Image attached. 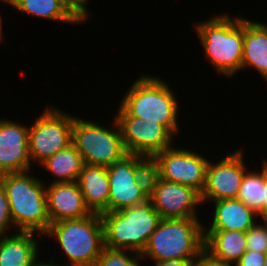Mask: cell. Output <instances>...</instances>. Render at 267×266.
<instances>
[{
	"label": "cell",
	"instance_id": "8fae6325",
	"mask_svg": "<svg viewBox=\"0 0 267 266\" xmlns=\"http://www.w3.org/2000/svg\"><path fill=\"white\" fill-rule=\"evenodd\" d=\"M243 152L241 147L215 164L209 161L206 169L205 187L201 192L202 204L211 200L218 201L237 197L247 171L244 165Z\"/></svg>",
	"mask_w": 267,
	"mask_h": 266
},
{
	"label": "cell",
	"instance_id": "d6a6232c",
	"mask_svg": "<svg viewBox=\"0 0 267 266\" xmlns=\"http://www.w3.org/2000/svg\"><path fill=\"white\" fill-rule=\"evenodd\" d=\"M54 259L51 258L50 262H47V263H42V262H39L38 260L36 261L35 265L34 266H62V265H57V263L55 264L54 262ZM54 263V264H53ZM63 266H71V265H63Z\"/></svg>",
	"mask_w": 267,
	"mask_h": 266
},
{
	"label": "cell",
	"instance_id": "44dd1931",
	"mask_svg": "<svg viewBox=\"0 0 267 266\" xmlns=\"http://www.w3.org/2000/svg\"><path fill=\"white\" fill-rule=\"evenodd\" d=\"M13 9L53 21L82 23L86 21L65 0H9Z\"/></svg>",
	"mask_w": 267,
	"mask_h": 266
},
{
	"label": "cell",
	"instance_id": "1f68e13d",
	"mask_svg": "<svg viewBox=\"0 0 267 266\" xmlns=\"http://www.w3.org/2000/svg\"><path fill=\"white\" fill-rule=\"evenodd\" d=\"M261 220H267V170L264 167V203L262 210L257 214Z\"/></svg>",
	"mask_w": 267,
	"mask_h": 266
},
{
	"label": "cell",
	"instance_id": "5bb4252c",
	"mask_svg": "<svg viewBox=\"0 0 267 266\" xmlns=\"http://www.w3.org/2000/svg\"><path fill=\"white\" fill-rule=\"evenodd\" d=\"M28 136V126L0 119V175L31 169Z\"/></svg>",
	"mask_w": 267,
	"mask_h": 266
},
{
	"label": "cell",
	"instance_id": "7402d4cb",
	"mask_svg": "<svg viewBox=\"0 0 267 266\" xmlns=\"http://www.w3.org/2000/svg\"><path fill=\"white\" fill-rule=\"evenodd\" d=\"M40 165L54 175L55 179L51 183H62L77 181L85 164L72 143L61 151H57Z\"/></svg>",
	"mask_w": 267,
	"mask_h": 266
},
{
	"label": "cell",
	"instance_id": "ba28073f",
	"mask_svg": "<svg viewBox=\"0 0 267 266\" xmlns=\"http://www.w3.org/2000/svg\"><path fill=\"white\" fill-rule=\"evenodd\" d=\"M74 116L56 106L47 108L29 126L28 146L31 162L39 164L72 144Z\"/></svg>",
	"mask_w": 267,
	"mask_h": 266
},
{
	"label": "cell",
	"instance_id": "d6986e66",
	"mask_svg": "<svg viewBox=\"0 0 267 266\" xmlns=\"http://www.w3.org/2000/svg\"><path fill=\"white\" fill-rule=\"evenodd\" d=\"M34 232L17 231L0 237V266H34L38 260V242Z\"/></svg>",
	"mask_w": 267,
	"mask_h": 266
},
{
	"label": "cell",
	"instance_id": "9c48e42d",
	"mask_svg": "<svg viewBox=\"0 0 267 266\" xmlns=\"http://www.w3.org/2000/svg\"><path fill=\"white\" fill-rule=\"evenodd\" d=\"M116 119L127 153L154 156L172 147L174 136L157 122H144L138 117L129 116L120 106Z\"/></svg>",
	"mask_w": 267,
	"mask_h": 266
},
{
	"label": "cell",
	"instance_id": "52a82bcc",
	"mask_svg": "<svg viewBox=\"0 0 267 266\" xmlns=\"http://www.w3.org/2000/svg\"><path fill=\"white\" fill-rule=\"evenodd\" d=\"M114 129L74 117L72 143L84 164L108 167L127 153L116 119Z\"/></svg>",
	"mask_w": 267,
	"mask_h": 266
},
{
	"label": "cell",
	"instance_id": "83f0119b",
	"mask_svg": "<svg viewBox=\"0 0 267 266\" xmlns=\"http://www.w3.org/2000/svg\"><path fill=\"white\" fill-rule=\"evenodd\" d=\"M265 253L246 250L235 266H264Z\"/></svg>",
	"mask_w": 267,
	"mask_h": 266
},
{
	"label": "cell",
	"instance_id": "3957f363",
	"mask_svg": "<svg viewBox=\"0 0 267 266\" xmlns=\"http://www.w3.org/2000/svg\"><path fill=\"white\" fill-rule=\"evenodd\" d=\"M205 57L222 76L241 70L243 56V18L228 14L214 16L195 25Z\"/></svg>",
	"mask_w": 267,
	"mask_h": 266
},
{
	"label": "cell",
	"instance_id": "4fadbf2b",
	"mask_svg": "<svg viewBox=\"0 0 267 266\" xmlns=\"http://www.w3.org/2000/svg\"><path fill=\"white\" fill-rule=\"evenodd\" d=\"M149 201L161 219L198 218L194 209L202 203L197 190L161 178H158Z\"/></svg>",
	"mask_w": 267,
	"mask_h": 266
},
{
	"label": "cell",
	"instance_id": "2e32d148",
	"mask_svg": "<svg viewBox=\"0 0 267 266\" xmlns=\"http://www.w3.org/2000/svg\"><path fill=\"white\" fill-rule=\"evenodd\" d=\"M77 183L84 196L85 204L92 213L108 212L110 186L107 167L85 164Z\"/></svg>",
	"mask_w": 267,
	"mask_h": 266
},
{
	"label": "cell",
	"instance_id": "5b68a950",
	"mask_svg": "<svg viewBox=\"0 0 267 266\" xmlns=\"http://www.w3.org/2000/svg\"><path fill=\"white\" fill-rule=\"evenodd\" d=\"M104 226V246L110 249L142 253L161 218L147 202L101 213Z\"/></svg>",
	"mask_w": 267,
	"mask_h": 266
},
{
	"label": "cell",
	"instance_id": "4dcf8cb0",
	"mask_svg": "<svg viewBox=\"0 0 267 266\" xmlns=\"http://www.w3.org/2000/svg\"><path fill=\"white\" fill-rule=\"evenodd\" d=\"M196 260L170 259L154 261L155 266H195Z\"/></svg>",
	"mask_w": 267,
	"mask_h": 266
},
{
	"label": "cell",
	"instance_id": "8992f818",
	"mask_svg": "<svg viewBox=\"0 0 267 266\" xmlns=\"http://www.w3.org/2000/svg\"><path fill=\"white\" fill-rule=\"evenodd\" d=\"M45 235L59 242L71 266H95L105 247L104 226L98 213L51 223Z\"/></svg>",
	"mask_w": 267,
	"mask_h": 266
},
{
	"label": "cell",
	"instance_id": "d4e9b609",
	"mask_svg": "<svg viewBox=\"0 0 267 266\" xmlns=\"http://www.w3.org/2000/svg\"><path fill=\"white\" fill-rule=\"evenodd\" d=\"M125 251L104 247L95 266H141L139 261L144 259L141 253L129 256Z\"/></svg>",
	"mask_w": 267,
	"mask_h": 266
},
{
	"label": "cell",
	"instance_id": "d590c367",
	"mask_svg": "<svg viewBox=\"0 0 267 266\" xmlns=\"http://www.w3.org/2000/svg\"><path fill=\"white\" fill-rule=\"evenodd\" d=\"M264 167H265V169L267 170V161H265V163H263L262 164Z\"/></svg>",
	"mask_w": 267,
	"mask_h": 266
},
{
	"label": "cell",
	"instance_id": "30bf717a",
	"mask_svg": "<svg viewBox=\"0 0 267 266\" xmlns=\"http://www.w3.org/2000/svg\"><path fill=\"white\" fill-rule=\"evenodd\" d=\"M158 162L159 178L192 187L200 194L206 182V169L210 160L194 151L167 148L154 155Z\"/></svg>",
	"mask_w": 267,
	"mask_h": 266
},
{
	"label": "cell",
	"instance_id": "f1b7e54d",
	"mask_svg": "<svg viewBox=\"0 0 267 266\" xmlns=\"http://www.w3.org/2000/svg\"><path fill=\"white\" fill-rule=\"evenodd\" d=\"M234 263L220 261L213 258L205 250L200 254L198 259L195 261V266H233Z\"/></svg>",
	"mask_w": 267,
	"mask_h": 266
},
{
	"label": "cell",
	"instance_id": "ac0fdd59",
	"mask_svg": "<svg viewBox=\"0 0 267 266\" xmlns=\"http://www.w3.org/2000/svg\"><path fill=\"white\" fill-rule=\"evenodd\" d=\"M253 67L267 80V25L243 18L241 70Z\"/></svg>",
	"mask_w": 267,
	"mask_h": 266
},
{
	"label": "cell",
	"instance_id": "7a4b0ae2",
	"mask_svg": "<svg viewBox=\"0 0 267 266\" xmlns=\"http://www.w3.org/2000/svg\"><path fill=\"white\" fill-rule=\"evenodd\" d=\"M120 107L144 122L162 124L173 136L178 133L179 105L176 95L161 78L143 75L133 82Z\"/></svg>",
	"mask_w": 267,
	"mask_h": 266
},
{
	"label": "cell",
	"instance_id": "e0dca14e",
	"mask_svg": "<svg viewBox=\"0 0 267 266\" xmlns=\"http://www.w3.org/2000/svg\"><path fill=\"white\" fill-rule=\"evenodd\" d=\"M215 211L212 224L207 230L248 231L255 223L257 214L237 198L213 201Z\"/></svg>",
	"mask_w": 267,
	"mask_h": 266
},
{
	"label": "cell",
	"instance_id": "836d02e7",
	"mask_svg": "<svg viewBox=\"0 0 267 266\" xmlns=\"http://www.w3.org/2000/svg\"><path fill=\"white\" fill-rule=\"evenodd\" d=\"M0 1H2V3H7V4H9V6H10V1L9 0H0ZM3 26H2V20H1V16H0V42L3 40Z\"/></svg>",
	"mask_w": 267,
	"mask_h": 266
},
{
	"label": "cell",
	"instance_id": "f546056e",
	"mask_svg": "<svg viewBox=\"0 0 267 266\" xmlns=\"http://www.w3.org/2000/svg\"><path fill=\"white\" fill-rule=\"evenodd\" d=\"M68 2L85 20L90 17V12L86 9L88 0H65ZM89 13V14H88Z\"/></svg>",
	"mask_w": 267,
	"mask_h": 266
},
{
	"label": "cell",
	"instance_id": "7c38bea8",
	"mask_svg": "<svg viewBox=\"0 0 267 266\" xmlns=\"http://www.w3.org/2000/svg\"><path fill=\"white\" fill-rule=\"evenodd\" d=\"M142 155L126 154L107 167L110 194L108 212L143 204L149 199L140 190L135 179V162Z\"/></svg>",
	"mask_w": 267,
	"mask_h": 266
},
{
	"label": "cell",
	"instance_id": "4316f807",
	"mask_svg": "<svg viewBox=\"0 0 267 266\" xmlns=\"http://www.w3.org/2000/svg\"><path fill=\"white\" fill-rule=\"evenodd\" d=\"M14 227L11 217L10 205L4 188L0 184V237L5 236L9 226Z\"/></svg>",
	"mask_w": 267,
	"mask_h": 266
},
{
	"label": "cell",
	"instance_id": "6da1fadb",
	"mask_svg": "<svg viewBox=\"0 0 267 266\" xmlns=\"http://www.w3.org/2000/svg\"><path fill=\"white\" fill-rule=\"evenodd\" d=\"M10 205L11 217L18 231L44 235L51 222L47 212L46 183L29 172L0 175ZM19 228V229H18Z\"/></svg>",
	"mask_w": 267,
	"mask_h": 266
},
{
	"label": "cell",
	"instance_id": "484cf974",
	"mask_svg": "<svg viewBox=\"0 0 267 266\" xmlns=\"http://www.w3.org/2000/svg\"><path fill=\"white\" fill-rule=\"evenodd\" d=\"M262 224H254L246 231V249L249 251L267 252V220H262Z\"/></svg>",
	"mask_w": 267,
	"mask_h": 266
},
{
	"label": "cell",
	"instance_id": "cb8c5ba5",
	"mask_svg": "<svg viewBox=\"0 0 267 266\" xmlns=\"http://www.w3.org/2000/svg\"><path fill=\"white\" fill-rule=\"evenodd\" d=\"M159 178L158 162L154 156H141L135 162V179L140 190L149 199Z\"/></svg>",
	"mask_w": 267,
	"mask_h": 266
},
{
	"label": "cell",
	"instance_id": "e575fe53",
	"mask_svg": "<svg viewBox=\"0 0 267 266\" xmlns=\"http://www.w3.org/2000/svg\"><path fill=\"white\" fill-rule=\"evenodd\" d=\"M264 266H267V252L265 253V262H264Z\"/></svg>",
	"mask_w": 267,
	"mask_h": 266
},
{
	"label": "cell",
	"instance_id": "9a60e30c",
	"mask_svg": "<svg viewBox=\"0 0 267 266\" xmlns=\"http://www.w3.org/2000/svg\"><path fill=\"white\" fill-rule=\"evenodd\" d=\"M47 212L51 223L81 219L92 214L77 181L51 183L46 187Z\"/></svg>",
	"mask_w": 267,
	"mask_h": 266
},
{
	"label": "cell",
	"instance_id": "603a6c76",
	"mask_svg": "<svg viewBox=\"0 0 267 266\" xmlns=\"http://www.w3.org/2000/svg\"><path fill=\"white\" fill-rule=\"evenodd\" d=\"M262 171L246 172L239 188L237 199L258 214L264 203V166Z\"/></svg>",
	"mask_w": 267,
	"mask_h": 266
},
{
	"label": "cell",
	"instance_id": "277c9868",
	"mask_svg": "<svg viewBox=\"0 0 267 266\" xmlns=\"http://www.w3.org/2000/svg\"><path fill=\"white\" fill-rule=\"evenodd\" d=\"M198 218L161 219L150 236L143 258L197 260L204 251V227Z\"/></svg>",
	"mask_w": 267,
	"mask_h": 266
},
{
	"label": "cell",
	"instance_id": "ffe728a7",
	"mask_svg": "<svg viewBox=\"0 0 267 266\" xmlns=\"http://www.w3.org/2000/svg\"><path fill=\"white\" fill-rule=\"evenodd\" d=\"M205 229L204 250L213 258L235 264L247 250L246 232Z\"/></svg>",
	"mask_w": 267,
	"mask_h": 266
}]
</instances>
